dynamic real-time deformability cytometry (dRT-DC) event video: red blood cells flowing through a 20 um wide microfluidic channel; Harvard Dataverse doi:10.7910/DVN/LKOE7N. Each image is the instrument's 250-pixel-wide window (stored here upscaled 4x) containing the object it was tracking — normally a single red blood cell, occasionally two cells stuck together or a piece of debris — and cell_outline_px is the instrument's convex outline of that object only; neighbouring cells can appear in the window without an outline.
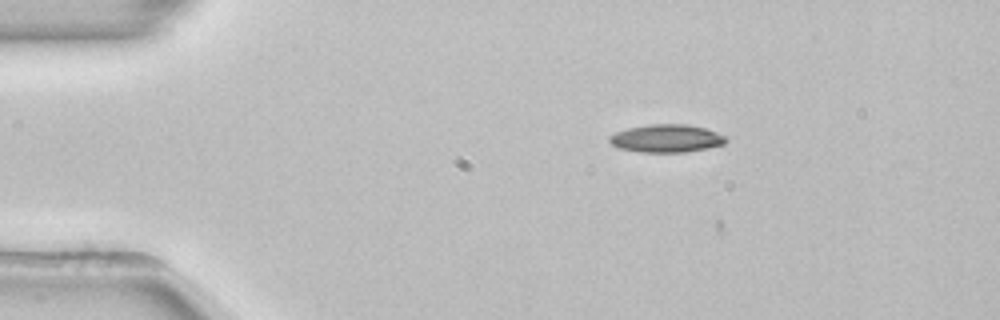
{"species": "common noctule bat (a hibernating species)", "species_latin": "Nyctalus noctula", "temperature_condition": "room temperature", "stored_images_in_passage": 7, "camera_frame_rate_fps": 3000, "um_per_image_px": 0.085, "animal": {"sex": "female", "body_mass_g": 22.7, "forearm_length_mm": 54.2}, "frame": {"image": 1, "passage_image": 4, "time_ms": 1.0, "image_size_px": [1000, 320], "cell_outline_px": [[728, 140], [724, 144], [708, 148], [684, 152], [640, 152], [620, 148], [612, 144], [608, 140], [608, 136], [616, 132], [628, 128], [652, 124], [688, 124], [704, 128], [716, 132], [724, 136]], "centroid_in_image_um": [56.64, 11.76], "position_along_channel_um": 28.4, "area_um2": 18.84}}